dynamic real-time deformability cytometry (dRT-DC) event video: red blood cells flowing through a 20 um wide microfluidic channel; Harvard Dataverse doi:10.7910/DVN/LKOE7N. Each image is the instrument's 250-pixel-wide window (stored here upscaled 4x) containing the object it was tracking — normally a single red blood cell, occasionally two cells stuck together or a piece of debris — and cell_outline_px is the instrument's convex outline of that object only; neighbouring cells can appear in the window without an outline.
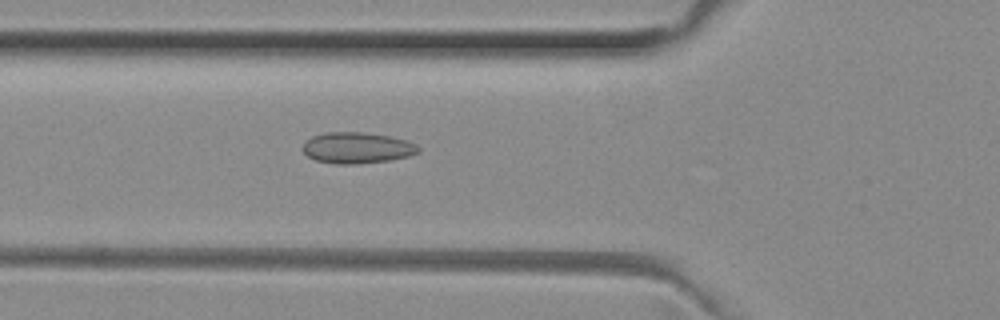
{"species": "common noctule bat (a hibernating species)", "species_latin": "Nyctalus noctula", "temperature_condition": "room temperature", "stored_images_in_passage": 34, "camera_frame_rate_fps": 3000, "um_per_image_px": 0.085, "animal": {"sex": "female", "body_mass_g": 29.2, "forearm_length_mm": 56.3}, "frame": {"image": 1, "passage_image": 3, "time_ms": 0.667, "image_size_px": [1000, 320], "cell_outline_px": [[420, 152], [408, 156], [388, 160], [356, 164], [336, 164], [316, 160], [308, 156], [304, 152], [304, 140], [312, 136], [324, 132], [364, 132], [388, 136], [408, 140], [416, 144], [420, 148]], "centroid_in_image_um": [30.35, 12.56], "position_along_channel_um": 95.4, "area_um2": 20.98}}
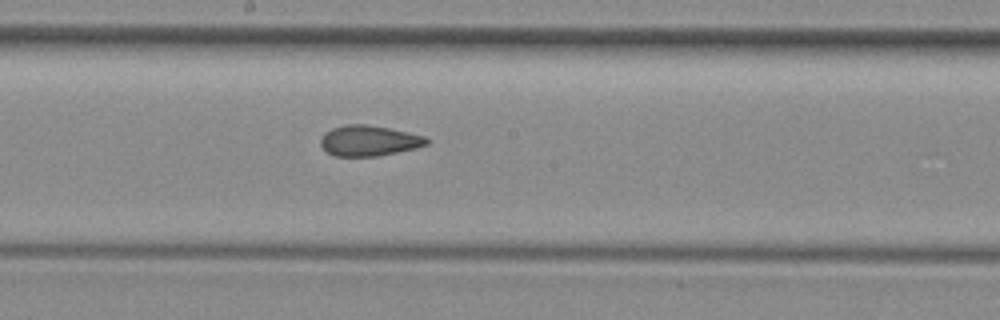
{"frame": {"image": 2, "passage_image": 12, "time_ms": 3.667, "image_size_px": [1000, 320], "cell_outline_px": [[428, 144], [416, 148], [376, 156], [336, 156], [328, 152], [320, 144], [320, 140], [324, 132], [332, 128], [344, 124], [364, 124], [388, 128], [408, 132], [424, 136], [428, 140]], "centroid_in_image_um": [31.34, 11.95], "position_along_channel_um": 216.9, "area_um2": 18.73}}
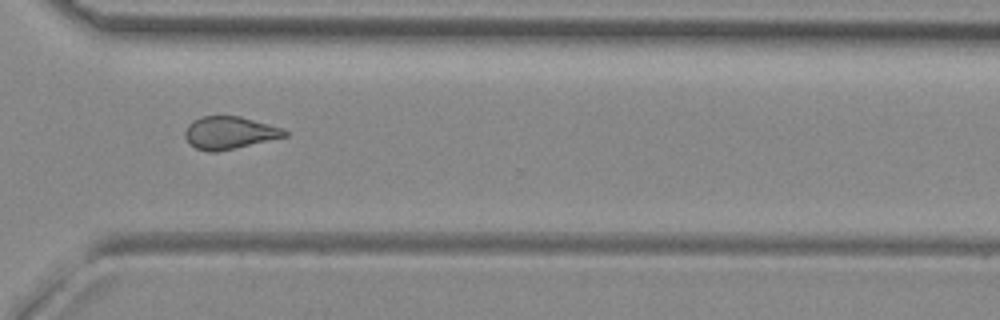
{"frame": {"image": 3, "passage_image": 22, "time_ms": 7.0, "image_size_px": [1000, 320], "cell_outline_px": [[288, 136], [216, 152], [208, 152], [196, 148], [188, 144], [184, 136], [184, 132], [188, 124], [192, 120], [200, 116], [240, 116], [284, 128], [288, 132]], "centroid_in_image_um": [19.48, 11.28], "position_along_channel_um": 351.1, "area_um2": 19.07}, "authors_computed_cell_mechanics": {"area_um2": 18.9584, "velocity_mm_per_s": 4.0367, "shape_relaxation_time_tau1_ms": null, "shape_relaxation_time_tau2_ms": 2.3198, "deformation_change_tau1": null, "deformation_change_tau2": 0.0715}}